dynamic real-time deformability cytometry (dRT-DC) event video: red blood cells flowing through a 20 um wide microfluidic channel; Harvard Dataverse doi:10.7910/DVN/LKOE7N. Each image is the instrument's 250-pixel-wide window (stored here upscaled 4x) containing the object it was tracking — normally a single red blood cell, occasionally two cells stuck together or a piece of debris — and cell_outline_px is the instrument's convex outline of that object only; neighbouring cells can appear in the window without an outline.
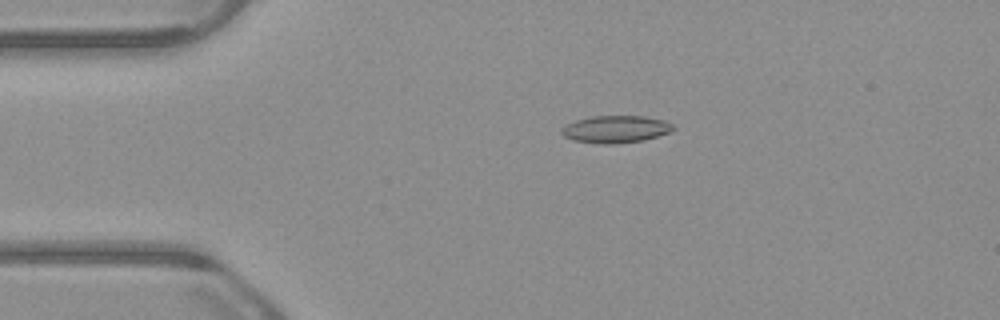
{"species": "common noctule bat (a hibernating species)", "species_latin": "Nyctalus noctula", "temperature_condition": "warm", "stored_images_in_passage": 45, "camera_frame_rate_fps": 3000, "um_per_image_px": 0.085, "animal": {"sex": "male", "body_mass_g": 23.1, "forearm_length_mm": 52.7}, "frame": {"image": 1, "passage_image": 3, "time_ms": 0.667, "image_size_px": [1000, 320], "cell_outline_px": [[676, 128], [668, 132], [644, 140], [616, 144], [600, 144], [572, 140], [564, 136], [560, 132], [560, 128], [576, 120], [592, 116], [644, 116], [664, 120], [672, 124]], "centroid_in_image_um": [52.31, 10.98], "position_along_channel_um": 32.7, "area_um2": 17.74}}
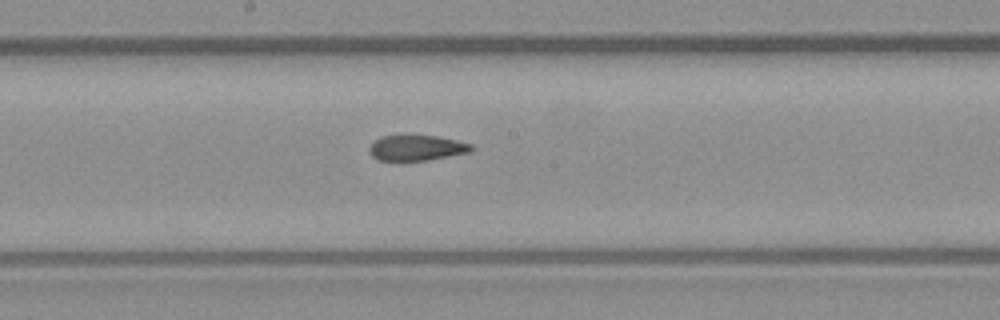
{"frame": {"image": 2, "passage_image": 20, "time_ms": 6.333, "image_size_px": [1000, 320], "cell_outline_px": [[472, 152], [428, 160], [376, 160], [368, 152], [368, 148], [380, 136], [400, 132], [404, 132], [436, 136], [456, 140], [472, 144]], "centroid_in_image_um": [35.36, 12.51], "position_along_channel_um": 212.8, "area_um2": 15.9}}
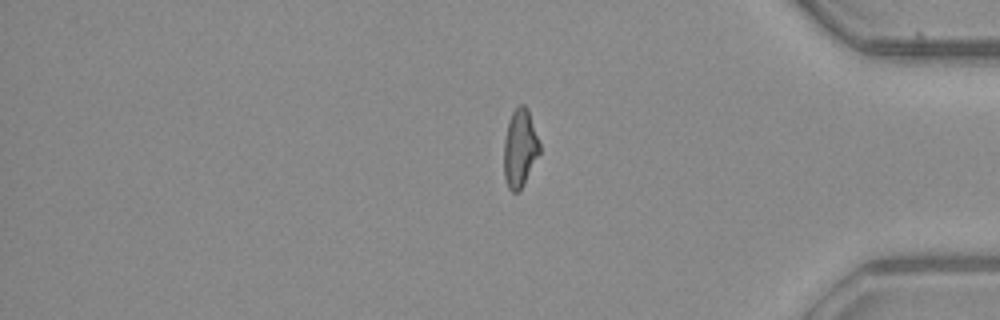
{"frame": {"image": 3, "passage_image": 36, "time_ms": 11.667, "image_size_px": [1000, 320], "cell_outline_px": [[540, 152], [520, 192], [512, 192], [508, 188], [504, 176], [504, 140], [508, 120], [512, 112], [520, 104], [524, 104], [528, 108], [540, 144]], "centroid_in_image_um": [44.19, 12.6], "position_along_channel_um": 391.0, "area_um2": 16.36}, "authors_computed_cell_mechanics": {"area_um2": 16.473, "velocity_mm_per_s": 3.8678, "shape_relaxation_time_tau1_ms": 8.7959, "shape_relaxation_time_tau2_ms": 2.2958, "deformation_change_tau1": 0.206, "deformation_change_tau2": 0.0926}}